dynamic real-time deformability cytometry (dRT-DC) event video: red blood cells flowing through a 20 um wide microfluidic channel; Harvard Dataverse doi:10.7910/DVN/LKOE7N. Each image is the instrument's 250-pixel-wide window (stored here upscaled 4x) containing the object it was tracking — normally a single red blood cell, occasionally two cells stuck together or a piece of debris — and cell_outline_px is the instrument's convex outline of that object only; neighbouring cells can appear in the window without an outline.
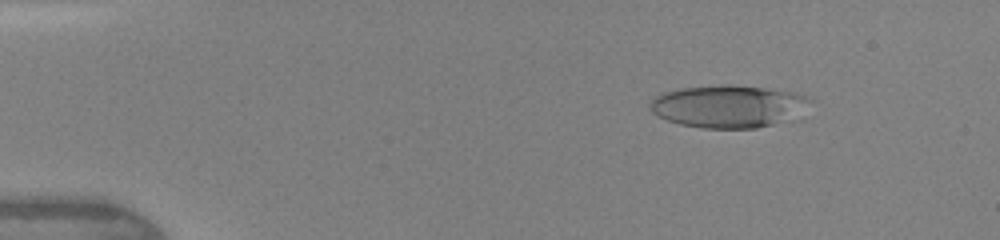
{"species": "human", "species_latin": "Homo sapiens", "temperature_condition": "warm", "stored_images_in_passage": 46, "camera_frame_rate_fps": 3000, "um_per_image_px": 0.085, "donor": {"sex": "female"}, "frame": {"image": 1, "passage_image": 6, "time_ms": 1.667, "image_size_px": [1000, 240], "cell_outline_px": [[812, 100], [804, 120], [756, 128], [704, 128], [680, 124], [668, 120], [652, 112], [648, 104], [656, 96], [664, 92], [680, 88], [720, 84], [732, 84], [796, 92], [808, 96]], "centroid_in_image_um": [62.1, 9.05], "position_along_channel_um": 22.9, "area_um2": 40.98}}
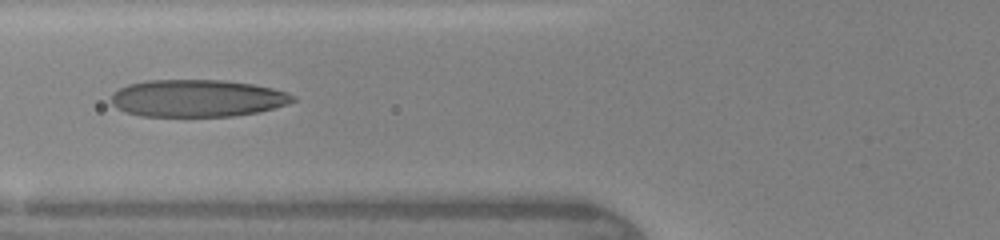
{"frame": {"image": 2, "passage_image": 18, "time_ms": 5.667, "image_size_px": [1000, 240], "cell_outline_px": [[296, 100], [288, 104], [256, 112], [232, 116], [140, 116], [124, 112], [116, 108], [112, 104], [112, 92], [128, 84], [148, 80], [224, 80], [252, 84], [272, 88], [288, 92], [296, 96]], "centroid_in_image_um": [16.75, 8.35], "position_along_channel_um": 109.0, "area_um2": 39.54}}
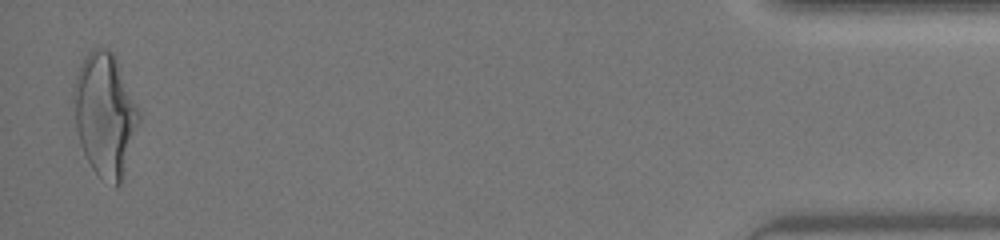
{"frame": {"image": 3, "passage_image": 45, "time_ms": 14.667, "image_size_px": [1000, 240], "cell_outline_px": [[140, 120], [120, 184], [116, 188], [100, 176], [92, 168], [80, 144], [76, 128], [72, 100], [72, 88], [76, 76], [84, 56], [88, 52], [96, 48], [108, 48], [116, 56], [140, 108]], "centroid_in_image_um": [8.92, 9.68], "position_along_channel_um": 426.3, "area_um2": 47.05}, "authors_computed_cell_mechanics": {"area_um2": 39.7664, "velocity_mm_per_s": 4.3831, "shape_relaxation_time_tau1_ms": 4.1585, "shape_relaxation_time_tau2_ms": 0.7582, "deformation_change_tau1": 0.2103, "deformation_change_tau2": 0.0957}}